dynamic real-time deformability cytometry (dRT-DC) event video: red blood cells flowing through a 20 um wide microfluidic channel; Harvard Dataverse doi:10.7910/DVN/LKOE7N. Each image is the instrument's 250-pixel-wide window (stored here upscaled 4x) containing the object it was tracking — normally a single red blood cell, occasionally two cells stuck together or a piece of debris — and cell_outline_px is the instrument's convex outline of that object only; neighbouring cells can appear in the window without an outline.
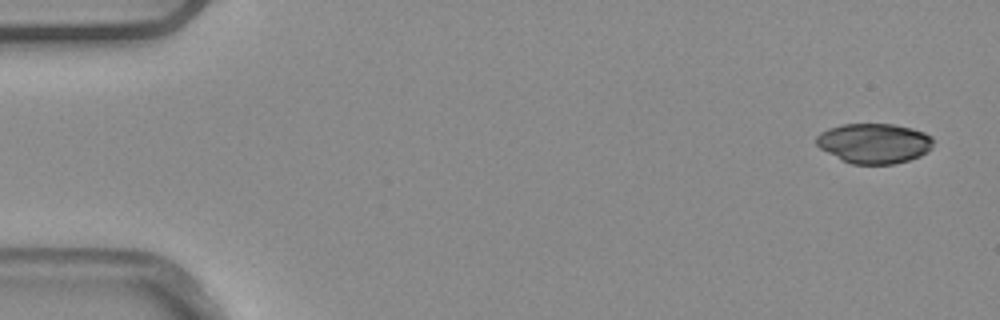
{"species": "common noctule bat (a hibernating species)", "species_latin": "Nyctalus noctula", "temperature_condition": "warm", "stored_images_in_passage": 6, "camera_frame_rate_fps": 3000, "um_per_image_px": 0.085, "animal": {"sex": "male", "body_mass_g": 20.4}, "frame": {"image": 1, "passage_image": 1, "time_ms": 0.0, "image_size_px": [1000, 320], "cell_outline_px": [[932, 148], [928, 152], [920, 156], [908, 160], [892, 164], [852, 164], [820, 148], [816, 144], [816, 136], [820, 132], [828, 128], [840, 124], [892, 124], [912, 128], [924, 132], [932, 136]], "centroid_in_image_um": [74.31, 12.17], "position_along_channel_um": 10.7, "area_um2": 27.22}}
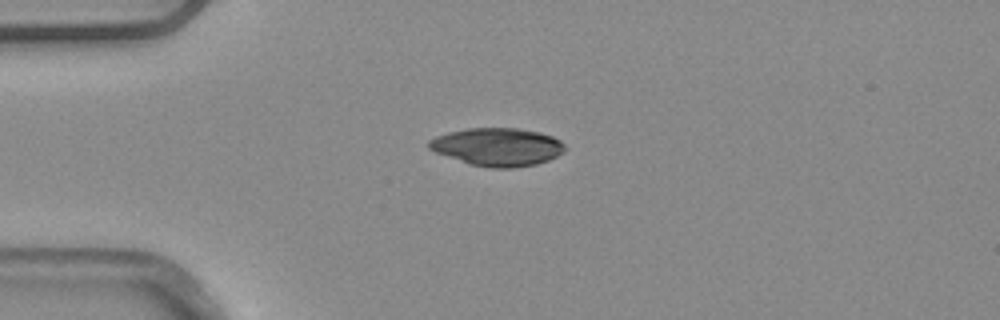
{"frame": {"image": 2, "passage_image": 4, "time_ms": 1.0, "image_size_px": [1000, 320], "cell_outline_px": [[564, 152], [548, 160], [536, 164], [516, 168], [488, 168], [468, 164], [436, 152], [428, 148], [428, 140], [436, 136], [448, 132], [468, 128], [516, 128], [540, 132], [552, 136], [560, 140], [564, 144]], "centroid_in_image_um": [42.27, 12.49], "position_along_channel_um": 42.7, "area_um2": 30.23}}
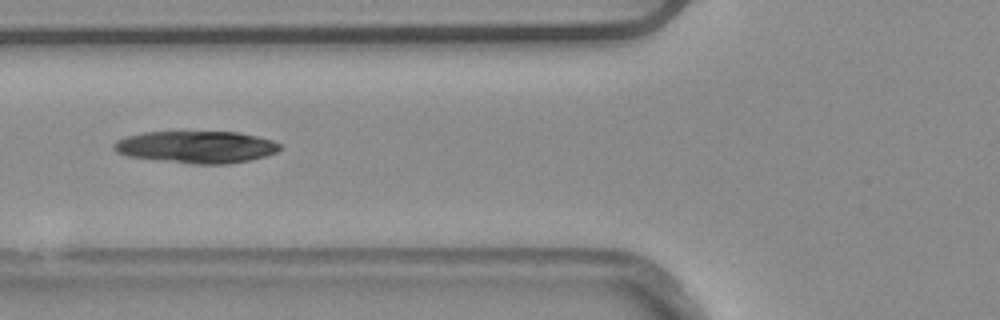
{"frame": {"image": 3, "passage_image": 6, "time_ms": 1.667, "image_size_px": [1000, 320], "cell_outline_px": [[284, 148], [276, 152], [264, 156], [248, 160], [228, 164], [192, 164], [128, 156], [116, 152], [112, 148], [112, 144], [116, 140], [128, 136], [144, 132], [240, 132], [272, 140], [284, 144]], "centroid_in_image_um": [16.72, 12.49], "position_along_channel_um": 109.1, "area_um2": 31.15}}